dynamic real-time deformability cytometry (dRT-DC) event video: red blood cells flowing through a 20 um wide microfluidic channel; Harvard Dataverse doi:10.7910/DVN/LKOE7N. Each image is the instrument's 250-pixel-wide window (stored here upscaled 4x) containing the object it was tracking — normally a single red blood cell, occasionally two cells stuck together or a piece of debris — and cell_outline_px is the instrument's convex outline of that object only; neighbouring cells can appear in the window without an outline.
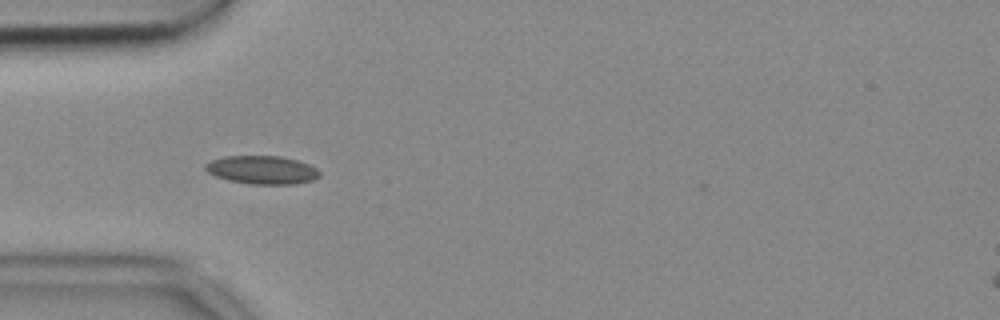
{"species": "common noctule bat (a hibernating species)", "species_latin": "Nyctalus noctula", "temperature_condition": "cold", "stored_images_in_passage": 14, "camera_frame_rate_fps": 3000, "um_per_image_px": 0.085, "animal": {"sex": "female", "body_mass_g": 18.4}, "frame": {"image": 1, "passage_image": 1, "time_ms": 0.0, "image_size_px": [1000, 320], "cell_outline_px": [[320, 176], [312, 180], [296, 184], [252, 184], [228, 180], [216, 176], [208, 172], [204, 168], [204, 164], [212, 160], [224, 156], [280, 156], [296, 160], [308, 164], [316, 168], [320, 172]], "centroid_in_image_um": [22.27, 14.44], "position_along_channel_um": 62.7, "area_um2": 18.79}}
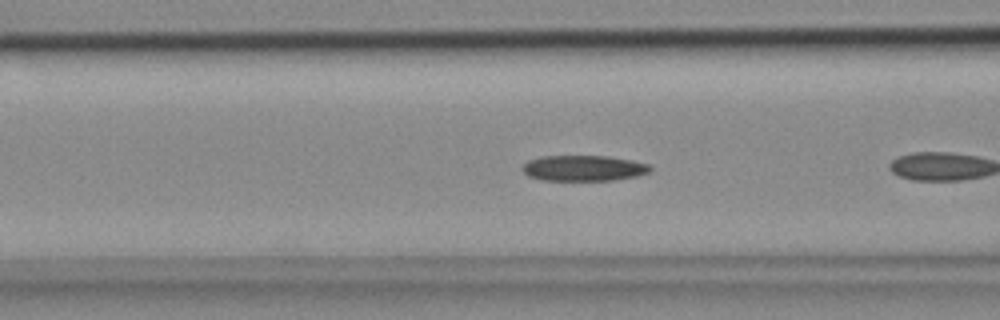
{"frame": {"image": 2, "passage_image": 3, "time_ms": 0.667, "image_size_px": [1000, 320], "cell_outline_px": [[652, 168], [648, 172], [636, 176], [612, 180], [540, 180], [528, 176], [520, 168], [528, 160], [540, 156], [608, 156], [632, 160], [648, 164]], "centroid_in_image_um": [49.56, 14.29], "position_along_channel_um": 117.0, "area_um2": 19.13}}